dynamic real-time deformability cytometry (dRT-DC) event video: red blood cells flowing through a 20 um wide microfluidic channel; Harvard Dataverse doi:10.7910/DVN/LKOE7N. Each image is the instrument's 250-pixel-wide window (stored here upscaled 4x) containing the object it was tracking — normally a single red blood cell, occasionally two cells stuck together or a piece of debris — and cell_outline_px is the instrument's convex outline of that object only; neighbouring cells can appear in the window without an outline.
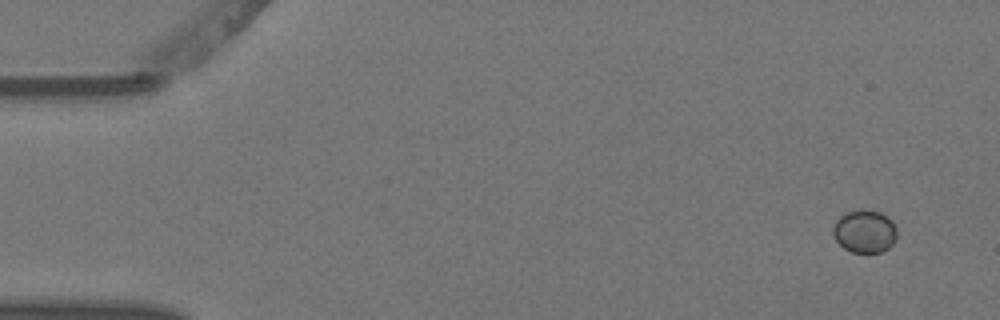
{"species": "Egyptian fruit bat (a non-hibernating species)", "species_latin": "Rousettus aegyptiacus", "temperature_condition": "warm", "stored_images_in_passage": 8, "camera_frame_rate_fps": 3000, "um_per_image_px": 0.085, "animal": {"sex": "female"}, "frame": {"image": 1, "passage_image": 1, "time_ms": 0.0, "image_size_px": [1000, 320], "cell_outline_px": [[896, 240], [888, 248], [880, 252], [852, 252], [844, 248], [832, 236], [832, 228], [836, 220], [844, 212], [860, 208], [864, 208], [880, 212], [888, 216], [892, 220], [896, 228]], "centroid_in_image_um": [73.48, 19.63], "position_along_channel_um": 11.5, "area_um2": 16.3}}
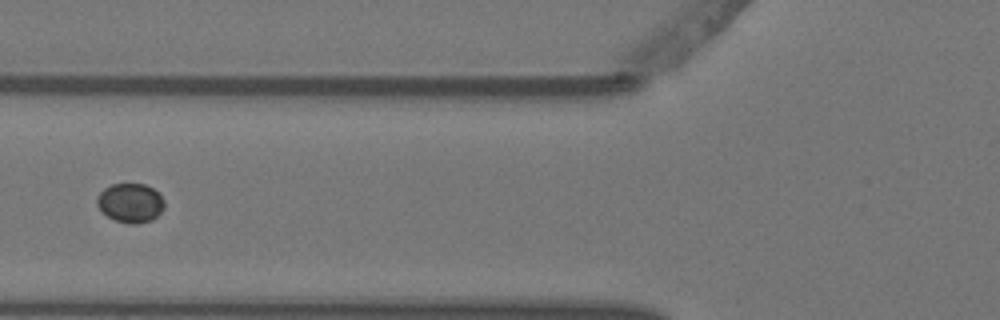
{"frame": {"image": 2, "passage_image": 6, "time_ms": 1.667, "image_size_px": [1000, 320], "cell_outline_px": [[164, 208], [152, 220], [136, 224], [128, 224], [116, 220], [100, 212], [96, 204], [96, 196], [104, 188], [112, 184], [144, 184], [160, 192], [164, 200]], "centroid_in_image_um": [11.07, 17.24], "position_along_channel_um": 114.7, "area_um2": 15.61}}
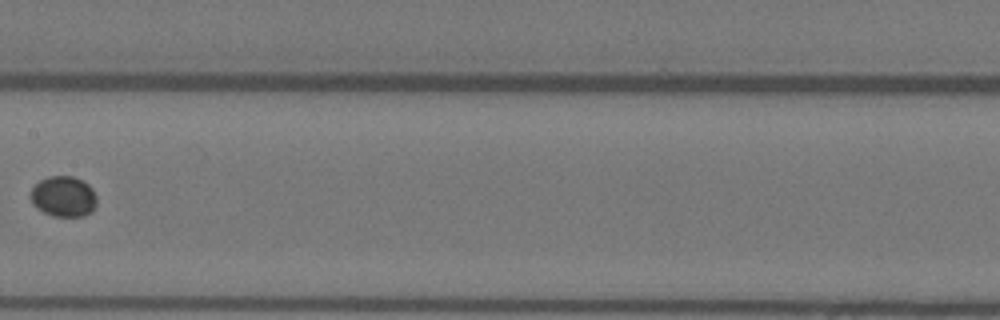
{"frame": {"image": 3, "passage_image": 8, "time_ms": 2.333, "image_size_px": [1000, 320], "cell_outline_px": [[96, 204], [92, 212], [84, 216], [52, 216], [36, 208], [32, 204], [28, 196], [32, 188], [40, 180], [48, 176], [72, 176], [88, 184], [92, 188], [96, 196]], "centroid_in_image_um": [5.37, 16.71], "position_along_channel_um": 202.0, "area_um2": 15.84}}